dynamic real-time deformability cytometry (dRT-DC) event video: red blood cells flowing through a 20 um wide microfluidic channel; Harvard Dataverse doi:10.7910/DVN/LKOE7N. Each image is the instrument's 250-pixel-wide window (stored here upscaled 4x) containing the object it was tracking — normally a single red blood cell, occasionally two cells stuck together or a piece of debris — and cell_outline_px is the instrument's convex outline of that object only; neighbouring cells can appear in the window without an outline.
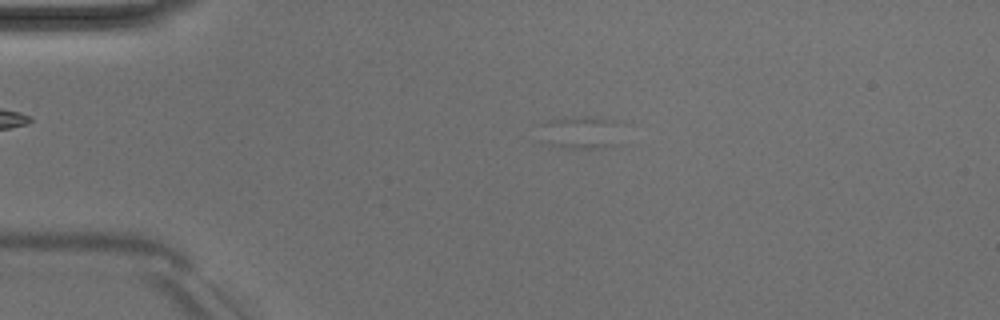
{"species": "Egyptian fruit bat (a non-hibernating species)", "species_latin": "Rousettus aegyptiacus", "temperature_condition": "room temperature", "stored_images_in_passage": 8, "camera_frame_rate_fps": 3000, "um_per_image_px": 0.085, "animal": {"sex": "male"}, "frame": {"image": 1, "passage_image": 8, "time_ms": 2.333, "image_size_px": [1000, 320], "cell_outline_px": [[616, 144], [592, 148], [572, 148], [544, 144], [540, 140], [536, 124], [544, 120], [580, 116], [588, 116], [616, 120]], "centroid_in_image_um": [49.13, 11.23], "position_along_channel_um": 35.9, "area_um2": 15.84}}